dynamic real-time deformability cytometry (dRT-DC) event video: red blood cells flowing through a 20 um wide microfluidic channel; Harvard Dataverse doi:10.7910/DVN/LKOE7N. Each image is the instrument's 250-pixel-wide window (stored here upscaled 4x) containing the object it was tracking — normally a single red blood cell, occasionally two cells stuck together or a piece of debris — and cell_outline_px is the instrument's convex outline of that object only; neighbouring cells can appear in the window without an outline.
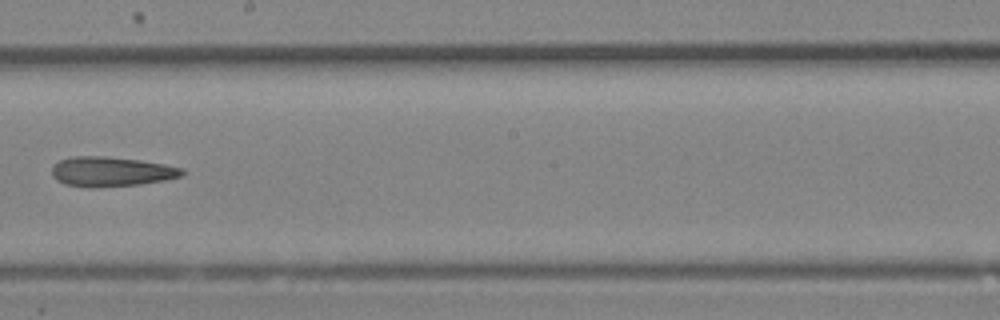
{"species": "Egyptian fruit bat (a non-hibernating species)", "species_latin": "Rousettus aegyptiacus", "temperature_condition": "room temperature", "stored_images_in_passage": 25, "camera_frame_rate_fps": 3000, "um_per_image_px": 0.085, "animal": {"sex": "female"}, "frame": {"image": 1, "passage_image": 15, "time_ms": 4.667, "image_size_px": [1000, 320], "cell_outline_px": [[184, 172], [180, 176], [164, 180], [140, 184], [96, 188], [92, 188], [64, 184], [56, 180], [52, 176], [52, 168], [60, 160], [72, 156], [108, 156], [140, 160], [164, 164], [184, 168]], "centroid_in_image_um": [9.43, 14.59], "position_along_channel_um": 238.8, "area_um2": 22.66}}
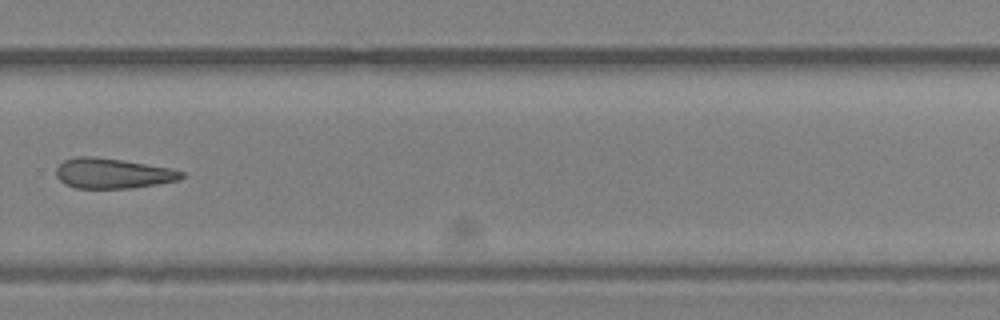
{"frame": {"image": 2, "passage_image": 18, "time_ms": 5.667, "image_size_px": [1000, 320], "cell_outline_px": [[184, 176], [180, 180], [132, 188], [76, 188], [64, 184], [56, 176], [56, 168], [64, 160], [76, 156], [88, 156], [120, 160], [168, 168], [184, 172]], "centroid_in_image_um": [9.54, 14.74], "position_along_channel_um": 320.3, "area_um2": 21.79}}